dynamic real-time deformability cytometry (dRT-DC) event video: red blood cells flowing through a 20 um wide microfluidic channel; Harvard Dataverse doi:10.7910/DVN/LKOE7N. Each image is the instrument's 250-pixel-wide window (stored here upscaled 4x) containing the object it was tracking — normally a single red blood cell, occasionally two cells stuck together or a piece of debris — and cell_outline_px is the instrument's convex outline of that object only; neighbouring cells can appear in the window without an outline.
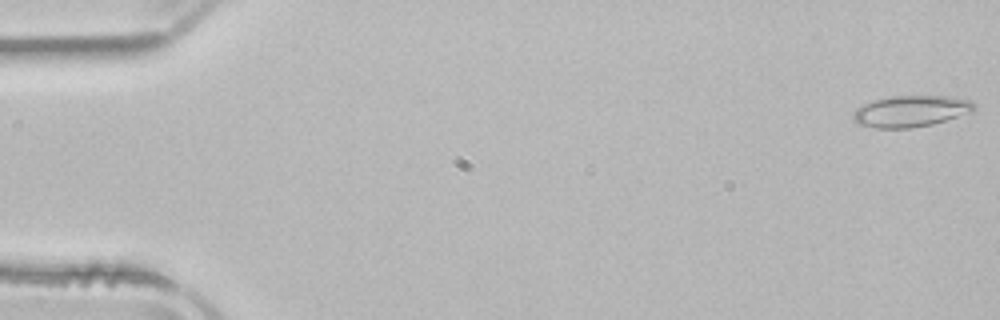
{"species": "common noctule bat (a hibernating species)", "species_latin": "Nyctalus noctula", "temperature_condition": "room temperature", "stored_images_in_passage": 52, "camera_frame_rate_fps": 3000, "um_per_image_px": 0.085, "animal": {"sex": "male", "body_mass_g": 21.5, "forearm_length_mm": 52.0}, "frame": {"image": 1, "passage_image": 1, "time_ms": 0.0, "image_size_px": [1000, 320], "cell_outline_px": [[976, 108], [972, 112], [932, 124], [912, 128], [876, 128], [856, 124], [852, 120], [852, 112], [864, 104], [872, 100], [892, 96], [952, 96], [972, 100], [976, 104]], "centroid_in_image_um": [77.42, 9.45], "position_along_channel_um": 7.6, "area_um2": 22.37}}
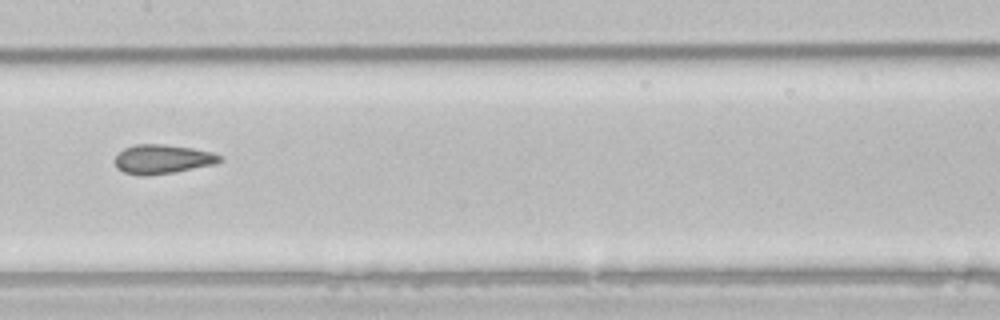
{"frame": {"image": 2, "passage_image": 26, "time_ms": 8.333, "image_size_px": [1000, 320], "cell_outline_px": [[224, 160], [212, 164], [172, 172], [144, 176], [124, 172], [116, 168], [116, 156], [124, 148], [132, 144], [164, 144], [192, 148], [212, 152], [224, 156]], "centroid_in_image_um": [13.81, 13.51], "position_along_channel_um": 193.6, "area_um2": 17.69}}
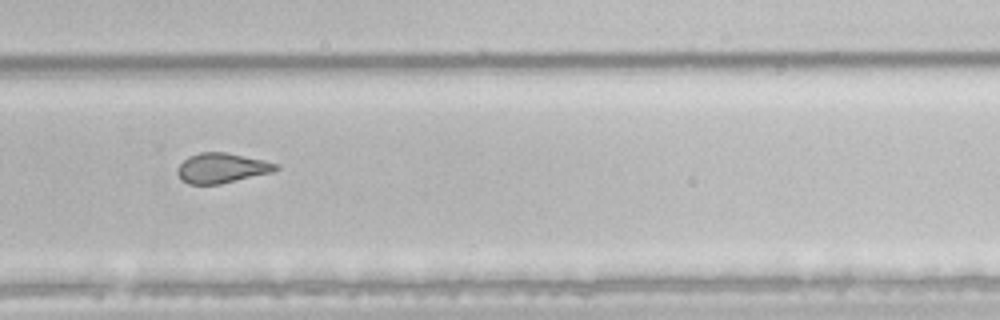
{"frame": {"image": 3, "passage_image": 35, "time_ms": 11.333, "image_size_px": [1000, 320], "cell_outline_px": [[280, 168], [272, 172], [220, 184], [188, 184], [180, 180], [176, 172], [176, 168], [188, 156], [200, 152], [224, 152], [264, 160], [280, 164]], "centroid_in_image_um": [18.83, 14.28], "position_along_channel_um": 311.0, "area_um2": 17.28}, "authors_computed_cell_mechanics": {"area_um2": 19.3341, "velocity_mm_per_s": 3.9374, "shape_relaxation_time_tau1_ms": 6.255, "shape_relaxation_time_tau2_ms": 1.3885, "deformation_change_tau1": 0.1426, "deformation_change_tau2": 0.0992}}